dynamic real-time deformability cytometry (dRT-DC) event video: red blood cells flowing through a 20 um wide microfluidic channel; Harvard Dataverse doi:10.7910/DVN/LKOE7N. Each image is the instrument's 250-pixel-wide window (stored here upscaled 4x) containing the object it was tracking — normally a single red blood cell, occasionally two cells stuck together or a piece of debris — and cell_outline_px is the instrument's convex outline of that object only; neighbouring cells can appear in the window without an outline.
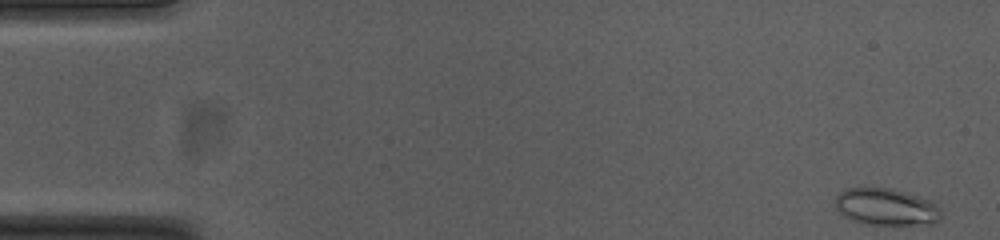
{"species": "common noctule bat (a hibernating species)", "species_latin": "Nyctalus noctula", "temperature_condition": "cold", "stored_images_in_passage": 53, "camera_frame_rate_fps": 3000, "um_per_image_px": 0.085, "animal": {"sex": "female", "body_mass_g": 23.0, "forearm_length_mm": 53.4}, "frame": {"image": 1, "passage_image": 1, "time_ms": 0.0, "image_size_px": [1000, 240], "cell_outline_px": [[940, 220], [932, 224], [868, 224], [852, 220], [844, 216], [840, 212], [836, 204], [836, 196], [844, 188], [892, 188], [920, 196], [932, 200], [940, 208]], "centroid_in_image_um": [75.36, 17.57], "position_along_channel_um": 9.6, "area_um2": 22.77}}
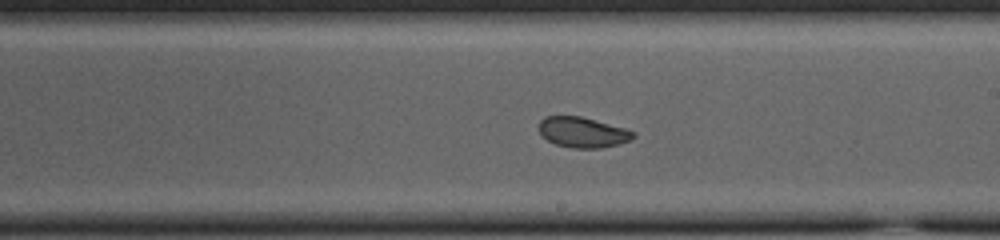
{"frame": {"image": 2, "passage_image": 30, "time_ms": 9.667, "image_size_px": [1000, 240], "cell_outline_px": [[636, 136], [632, 140], [600, 148], [572, 148], [556, 144], [540, 136], [540, 120], [544, 116], [580, 116], [628, 128], [636, 132]], "centroid_in_image_um": [49.56, 11.24], "position_along_channel_um": 239.4, "area_um2": 16.88}}
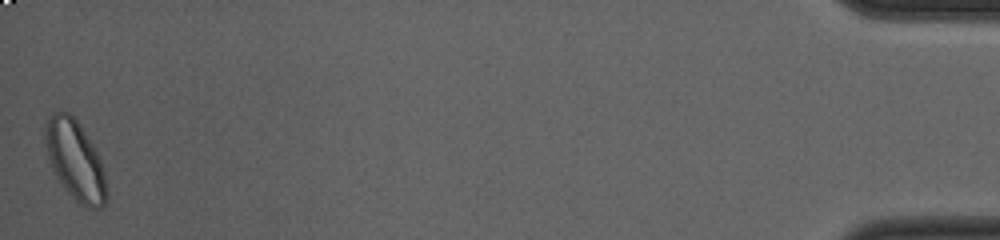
{"frame": {"image": 3, "passage_image": 53, "time_ms": 17.333, "image_size_px": [1000, 240], "cell_outline_px": [[108, 196], [104, 204], [100, 208], [88, 208], [76, 200], [68, 192], [60, 180], [48, 156], [44, 136], [44, 128], [48, 116], [52, 112], [68, 112], [76, 120], [92, 144], [104, 168]], "centroid_in_image_um": [6.41, 13.61], "position_along_channel_um": 428.8, "area_um2": 27.8}, "authors_computed_cell_mechanics": {"area_um2": 19.3052, "velocity_mm_per_s": 3.7359, "shape_relaxation_time_tau1_ms": 4.5128, "shape_relaxation_time_tau2_ms": 2.8101, "deformation_change_tau1": 0.1008, "deformation_change_tau2": 0.0706}}